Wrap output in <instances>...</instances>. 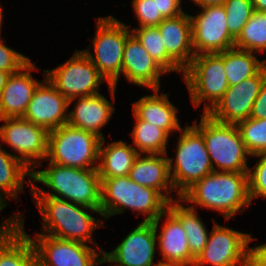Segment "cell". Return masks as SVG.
Masks as SVG:
<instances>
[{"instance_id":"obj_1","label":"cell","mask_w":266,"mask_h":266,"mask_svg":"<svg viewBox=\"0 0 266 266\" xmlns=\"http://www.w3.org/2000/svg\"><path fill=\"white\" fill-rule=\"evenodd\" d=\"M33 182H41L50 191L46 192ZM28 184L32 196L55 197L88 208H101V180L97 168L79 169L49 163L47 169L33 170Z\"/></svg>"},{"instance_id":"obj_2","label":"cell","mask_w":266,"mask_h":266,"mask_svg":"<svg viewBox=\"0 0 266 266\" xmlns=\"http://www.w3.org/2000/svg\"><path fill=\"white\" fill-rule=\"evenodd\" d=\"M180 200L216 210L224 215L226 221L230 220L236 212H244L245 207L252 205L248 172L213 171L187 188Z\"/></svg>"},{"instance_id":"obj_3","label":"cell","mask_w":266,"mask_h":266,"mask_svg":"<svg viewBox=\"0 0 266 266\" xmlns=\"http://www.w3.org/2000/svg\"><path fill=\"white\" fill-rule=\"evenodd\" d=\"M32 198L42 215V234L48 233V235L59 239L84 244L90 242L99 247L92 236L93 231L101 225L103 226V223L100 219H97L96 222V218L86 210L102 216L100 209L88 208L68 200L49 196H33Z\"/></svg>"},{"instance_id":"obj_4","label":"cell","mask_w":266,"mask_h":266,"mask_svg":"<svg viewBox=\"0 0 266 266\" xmlns=\"http://www.w3.org/2000/svg\"><path fill=\"white\" fill-rule=\"evenodd\" d=\"M168 204L157 190L139 185L128 176L101 181L100 211L104 219L125 213V209L129 208L142 213L145 216L143 222H153L166 211Z\"/></svg>"},{"instance_id":"obj_5","label":"cell","mask_w":266,"mask_h":266,"mask_svg":"<svg viewBox=\"0 0 266 266\" xmlns=\"http://www.w3.org/2000/svg\"><path fill=\"white\" fill-rule=\"evenodd\" d=\"M193 125L204 137L214 171L248 172L246 159L251 155L245 148L236 124L220 123L202 113L200 123L197 124L195 120Z\"/></svg>"},{"instance_id":"obj_6","label":"cell","mask_w":266,"mask_h":266,"mask_svg":"<svg viewBox=\"0 0 266 266\" xmlns=\"http://www.w3.org/2000/svg\"><path fill=\"white\" fill-rule=\"evenodd\" d=\"M96 34L92 39L95 58L89 49L82 50L92 61L100 74L106 79L113 102L118 78L122 74L124 46L127 37L131 34L129 26L113 16L98 17Z\"/></svg>"},{"instance_id":"obj_7","label":"cell","mask_w":266,"mask_h":266,"mask_svg":"<svg viewBox=\"0 0 266 266\" xmlns=\"http://www.w3.org/2000/svg\"><path fill=\"white\" fill-rule=\"evenodd\" d=\"M180 131L175 162L168 157L171 181L178 198L194 182L214 171L202 133L194 125H186Z\"/></svg>"},{"instance_id":"obj_8","label":"cell","mask_w":266,"mask_h":266,"mask_svg":"<svg viewBox=\"0 0 266 266\" xmlns=\"http://www.w3.org/2000/svg\"><path fill=\"white\" fill-rule=\"evenodd\" d=\"M101 138L68 124L48 133L46 160L56 165L79 169L98 168ZM93 165V166H92ZM92 166V167H91Z\"/></svg>"},{"instance_id":"obj_9","label":"cell","mask_w":266,"mask_h":266,"mask_svg":"<svg viewBox=\"0 0 266 266\" xmlns=\"http://www.w3.org/2000/svg\"><path fill=\"white\" fill-rule=\"evenodd\" d=\"M191 103L195 109L204 100L203 113H207L223 97L229 84L224 71V51L195 55L183 71Z\"/></svg>"},{"instance_id":"obj_10","label":"cell","mask_w":266,"mask_h":266,"mask_svg":"<svg viewBox=\"0 0 266 266\" xmlns=\"http://www.w3.org/2000/svg\"><path fill=\"white\" fill-rule=\"evenodd\" d=\"M44 75L69 100L68 106L78 97L98 94L99 85L106 81L82 50L75 51L69 60L55 69L44 70Z\"/></svg>"},{"instance_id":"obj_11","label":"cell","mask_w":266,"mask_h":266,"mask_svg":"<svg viewBox=\"0 0 266 266\" xmlns=\"http://www.w3.org/2000/svg\"><path fill=\"white\" fill-rule=\"evenodd\" d=\"M0 121L4 122L0 127V140L18 153L16 157L31 171L42 166L41 162L48 155L49 132L22 117L4 118Z\"/></svg>"},{"instance_id":"obj_12","label":"cell","mask_w":266,"mask_h":266,"mask_svg":"<svg viewBox=\"0 0 266 266\" xmlns=\"http://www.w3.org/2000/svg\"><path fill=\"white\" fill-rule=\"evenodd\" d=\"M213 223L207 244L194 266H250L251 249L247 247L254 238L249 233L221 226L215 221Z\"/></svg>"},{"instance_id":"obj_13","label":"cell","mask_w":266,"mask_h":266,"mask_svg":"<svg viewBox=\"0 0 266 266\" xmlns=\"http://www.w3.org/2000/svg\"><path fill=\"white\" fill-rule=\"evenodd\" d=\"M30 238L41 266H98L107 260L84 243L36 233Z\"/></svg>"},{"instance_id":"obj_14","label":"cell","mask_w":266,"mask_h":266,"mask_svg":"<svg viewBox=\"0 0 266 266\" xmlns=\"http://www.w3.org/2000/svg\"><path fill=\"white\" fill-rule=\"evenodd\" d=\"M265 79L266 64L254 76L229 86L223 97L206 114L217 122L236 125L250 118L254 101Z\"/></svg>"},{"instance_id":"obj_15","label":"cell","mask_w":266,"mask_h":266,"mask_svg":"<svg viewBox=\"0 0 266 266\" xmlns=\"http://www.w3.org/2000/svg\"><path fill=\"white\" fill-rule=\"evenodd\" d=\"M202 9L197 16L190 15L194 54L220 53L234 48L235 39L228 31L223 5Z\"/></svg>"},{"instance_id":"obj_16","label":"cell","mask_w":266,"mask_h":266,"mask_svg":"<svg viewBox=\"0 0 266 266\" xmlns=\"http://www.w3.org/2000/svg\"><path fill=\"white\" fill-rule=\"evenodd\" d=\"M157 243L153 222H141L111 252L99 253L114 266H161L153 263Z\"/></svg>"},{"instance_id":"obj_17","label":"cell","mask_w":266,"mask_h":266,"mask_svg":"<svg viewBox=\"0 0 266 266\" xmlns=\"http://www.w3.org/2000/svg\"><path fill=\"white\" fill-rule=\"evenodd\" d=\"M22 116L28 122L45 128L48 132L67 124L69 100L44 78Z\"/></svg>"},{"instance_id":"obj_18","label":"cell","mask_w":266,"mask_h":266,"mask_svg":"<svg viewBox=\"0 0 266 266\" xmlns=\"http://www.w3.org/2000/svg\"><path fill=\"white\" fill-rule=\"evenodd\" d=\"M21 215V216H20ZM20 212L1 222L0 266H36L37 255Z\"/></svg>"},{"instance_id":"obj_19","label":"cell","mask_w":266,"mask_h":266,"mask_svg":"<svg viewBox=\"0 0 266 266\" xmlns=\"http://www.w3.org/2000/svg\"><path fill=\"white\" fill-rule=\"evenodd\" d=\"M167 71L144 49L131 33L126 40L123 52L122 75L136 86L159 89L160 76Z\"/></svg>"},{"instance_id":"obj_20","label":"cell","mask_w":266,"mask_h":266,"mask_svg":"<svg viewBox=\"0 0 266 266\" xmlns=\"http://www.w3.org/2000/svg\"><path fill=\"white\" fill-rule=\"evenodd\" d=\"M166 215V220L158 235L160 219ZM156 229V239L159 240V248L163 258L159 260L164 266H194L196 258L190 253L188 240L181 222L168 210L153 221ZM164 259V261H162Z\"/></svg>"},{"instance_id":"obj_21","label":"cell","mask_w":266,"mask_h":266,"mask_svg":"<svg viewBox=\"0 0 266 266\" xmlns=\"http://www.w3.org/2000/svg\"><path fill=\"white\" fill-rule=\"evenodd\" d=\"M31 60L19 71L9 75L0 94V119L22 117L37 86L41 83L33 78L37 70Z\"/></svg>"},{"instance_id":"obj_22","label":"cell","mask_w":266,"mask_h":266,"mask_svg":"<svg viewBox=\"0 0 266 266\" xmlns=\"http://www.w3.org/2000/svg\"><path fill=\"white\" fill-rule=\"evenodd\" d=\"M157 27L167 54L184 70L195 56L190 15L184 12L176 17L164 18Z\"/></svg>"},{"instance_id":"obj_23","label":"cell","mask_w":266,"mask_h":266,"mask_svg":"<svg viewBox=\"0 0 266 266\" xmlns=\"http://www.w3.org/2000/svg\"><path fill=\"white\" fill-rule=\"evenodd\" d=\"M114 111L113 104L100 93L78 97L73 110L68 114L67 124L104 139L100 130L108 123Z\"/></svg>"},{"instance_id":"obj_24","label":"cell","mask_w":266,"mask_h":266,"mask_svg":"<svg viewBox=\"0 0 266 266\" xmlns=\"http://www.w3.org/2000/svg\"><path fill=\"white\" fill-rule=\"evenodd\" d=\"M141 156L142 154H139L135 159L128 177L139 185L157 190L169 203L176 200L169 196L175 189L171 181L167 154ZM162 190H165L164 193Z\"/></svg>"},{"instance_id":"obj_25","label":"cell","mask_w":266,"mask_h":266,"mask_svg":"<svg viewBox=\"0 0 266 266\" xmlns=\"http://www.w3.org/2000/svg\"><path fill=\"white\" fill-rule=\"evenodd\" d=\"M155 94L141 97L133 103V114L140 120L150 122L163 129L168 135L176 130H181L178 122V108L169 101L167 94L159 89H153Z\"/></svg>"},{"instance_id":"obj_26","label":"cell","mask_w":266,"mask_h":266,"mask_svg":"<svg viewBox=\"0 0 266 266\" xmlns=\"http://www.w3.org/2000/svg\"><path fill=\"white\" fill-rule=\"evenodd\" d=\"M105 138L99 147L98 174L100 180L128 176L135 159L139 155L134 146L127 145L123 140L114 141L103 148Z\"/></svg>"},{"instance_id":"obj_27","label":"cell","mask_w":266,"mask_h":266,"mask_svg":"<svg viewBox=\"0 0 266 266\" xmlns=\"http://www.w3.org/2000/svg\"><path fill=\"white\" fill-rule=\"evenodd\" d=\"M179 199L168 204L167 209L181 222L187 235L190 253L197 258L207 244L209 234L206 226L195 212V206L184 207Z\"/></svg>"},{"instance_id":"obj_28","label":"cell","mask_w":266,"mask_h":266,"mask_svg":"<svg viewBox=\"0 0 266 266\" xmlns=\"http://www.w3.org/2000/svg\"><path fill=\"white\" fill-rule=\"evenodd\" d=\"M0 145V198L6 202L7 198H18V192L24 189V179H31L32 171L17 157Z\"/></svg>"},{"instance_id":"obj_29","label":"cell","mask_w":266,"mask_h":266,"mask_svg":"<svg viewBox=\"0 0 266 266\" xmlns=\"http://www.w3.org/2000/svg\"><path fill=\"white\" fill-rule=\"evenodd\" d=\"M265 64L266 59L260 61L254 52L235 47L224 51V71L229 86L254 76Z\"/></svg>"},{"instance_id":"obj_30","label":"cell","mask_w":266,"mask_h":266,"mask_svg":"<svg viewBox=\"0 0 266 266\" xmlns=\"http://www.w3.org/2000/svg\"><path fill=\"white\" fill-rule=\"evenodd\" d=\"M136 123L130 133L134 147L139 154H167L168 135L163 129L150 122L140 120L136 116Z\"/></svg>"},{"instance_id":"obj_31","label":"cell","mask_w":266,"mask_h":266,"mask_svg":"<svg viewBox=\"0 0 266 266\" xmlns=\"http://www.w3.org/2000/svg\"><path fill=\"white\" fill-rule=\"evenodd\" d=\"M131 31L151 57L167 72L183 73L184 70L167 54L158 27H138Z\"/></svg>"},{"instance_id":"obj_32","label":"cell","mask_w":266,"mask_h":266,"mask_svg":"<svg viewBox=\"0 0 266 266\" xmlns=\"http://www.w3.org/2000/svg\"><path fill=\"white\" fill-rule=\"evenodd\" d=\"M235 48L252 53L266 50V12L254 11L235 40Z\"/></svg>"},{"instance_id":"obj_33","label":"cell","mask_w":266,"mask_h":266,"mask_svg":"<svg viewBox=\"0 0 266 266\" xmlns=\"http://www.w3.org/2000/svg\"><path fill=\"white\" fill-rule=\"evenodd\" d=\"M237 127L251 156L266 153V119L248 118L239 122Z\"/></svg>"},{"instance_id":"obj_34","label":"cell","mask_w":266,"mask_h":266,"mask_svg":"<svg viewBox=\"0 0 266 266\" xmlns=\"http://www.w3.org/2000/svg\"><path fill=\"white\" fill-rule=\"evenodd\" d=\"M223 7L230 35L236 40L254 13L252 0H225Z\"/></svg>"},{"instance_id":"obj_35","label":"cell","mask_w":266,"mask_h":266,"mask_svg":"<svg viewBox=\"0 0 266 266\" xmlns=\"http://www.w3.org/2000/svg\"><path fill=\"white\" fill-rule=\"evenodd\" d=\"M259 157L256 166L248 170L249 196L252 199L259 196L266 198V153L253 155Z\"/></svg>"},{"instance_id":"obj_36","label":"cell","mask_w":266,"mask_h":266,"mask_svg":"<svg viewBox=\"0 0 266 266\" xmlns=\"http://www.w3.org/2000/svg\"><path fill=\"white\" fill-rule=\"evenodd\" d=\"M132 5L140 27H157L164 19L158 11L157 0H133Z\"/></svg>"},{"instance_id":"obj_37","label":"cell","mask_w":266,"mask_h":266,"mask_svg":"<svg viewBox=\"0 0 266 266\" xmlns=\"http://www.w3.org/2000/svg\"><path fill=\"white\" fill-rule=\"evenodd\" d=\"M29 61V57L7 47L0 37V70L12 74L19 71Z\"/></svg>"},{"instance_id":"obj_38","label":"cell","mask_w":266,"mask_h":266,"mask_svg":"<svg viewBox=\"0 0 266 266\" xmlns=\"http://www.w3.org/2000/svg\"><path fill=\"white\" fill-rule=\"evenodd\" d=\"M181 0H157L158 11L163 18H172L183 14Z\"/></svg>"},{"instance_id":"obj_39","label":"cell","mask_w":266,"mask_h":266,"mask_svg":"<svg viewBox=\"0 0 266 266\" xmlns=\"http://www.w3.org/2000/svg\"><path fill=\"white\" fill-rule=\"evenodd\" d=\"M250 118L266 119V79L261 87L260 93L254 101Z\"/></svg>"},{"instance_id":"obj_40","label":"cell","mask_w":266,"mask_h":266,"mask_svg":"<svg viewBox=\"0 0 266 266\" xmlns=\"http://www.w3.org/2000/svg\"><path fill=\"white\" fill-rule=\"evenodd\" d=\"M250 249V266H266V244Z\"/></svg>"},{"instance_id":"obj_41","label":"cell","mask_w":266,"mask_h":266,"mask_svg":"<svg viewBox=\"0 0 266 266\" xmlns=\"http://www.w3.org/2000/svg\"><path fill=\"white\" fill-rule=\"evenodd\" d=\"M199 7L204 8L207 6H220L223 5L225 0H192Z\"/></svg>"},{"instance_id":"obj_42","label":"cell","mask_w":266,"mask_h":266,"mask_svg":"<svg viewBox=\"0 0 266 266\" xmlns=\"http://www.w3.org/2000/svg\"><path fill=\"white\" fill-rule=\"evenodd\" d=\"M254 11L266 12V0H252Z\"/></svg>"},{"instance_id":"obj_43","label":"cell","mask_w":266,"mask_h":266,"mask_svg":"<svg viewBox=\"0 0 266 266\" xmlns=\"http://www.w3.org/2000/svg\"><path fill=\"white\" fill-rule=\"evenodd\" d=\"M9 75H10V73L0 70V94H1L4 86L6 85V82H7Z\"/></svg>"},{"instance_id":"obj_44","label":"cell","mask_w":266,"mask_h":266,"mask_svg":"<svg viewBox=\"0 0 266 266\" xmlns=\"http://www.w3.org/2000/svg\"><path fill=\"white\" fill-rule=\"evenodd\" d=\"M3 9H2V7L0 6V34H1V23H2V20H3Z\"/></svg>"},{"instance_id":"obj_45","label":"cell","mask_w":266,"mask_h":266,"mask_svg":"<svg viewBox=\"0 0 266 266\" xmlns=\"http://www.w3.org/2000/svg\"><path fill=\"white\" fill-rule=\"evenodd\" d=\"M7 206V203H5L1 198H0V211Z\"/></svg>"}]
</instances>
